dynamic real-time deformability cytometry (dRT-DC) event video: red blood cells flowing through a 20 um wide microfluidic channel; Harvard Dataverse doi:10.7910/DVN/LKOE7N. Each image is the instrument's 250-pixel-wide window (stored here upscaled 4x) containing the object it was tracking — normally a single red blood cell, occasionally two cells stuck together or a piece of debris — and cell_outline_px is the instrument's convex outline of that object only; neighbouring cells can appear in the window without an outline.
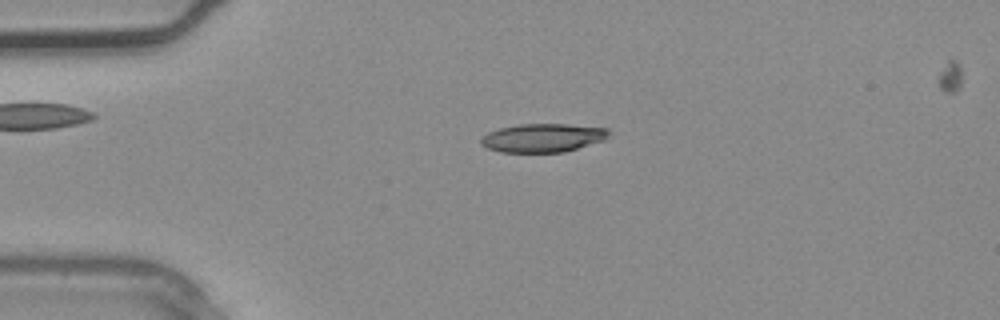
{"species": "common noctule bat (a hibernating species)", "species_latin": "Nyctalus noctula", "temperature_condition": "warm", "stored_images_in_passage": 4, "camera_frame_rate_fps": 3000, "um_per_image_px": 0.085, "animal": {"sex": "male", "body_mass_g": 20.4}, "frame": {"image": 1, "passage_image": 3, "time_ms": 0.667, "image_size_px": [1000, 320], "cell_outline_px": [[608, 136], [604, 140], [564, 152], [500, 152], [488, 148], [480, 144], [480, 140], [488, 132], [500, 128], [520, 124], [568, 124], [608, 128]], "centroid_in_image_um": [46.13, 11.71], "position_along_channel_um": 38.9, "area_um2": 21.15}}